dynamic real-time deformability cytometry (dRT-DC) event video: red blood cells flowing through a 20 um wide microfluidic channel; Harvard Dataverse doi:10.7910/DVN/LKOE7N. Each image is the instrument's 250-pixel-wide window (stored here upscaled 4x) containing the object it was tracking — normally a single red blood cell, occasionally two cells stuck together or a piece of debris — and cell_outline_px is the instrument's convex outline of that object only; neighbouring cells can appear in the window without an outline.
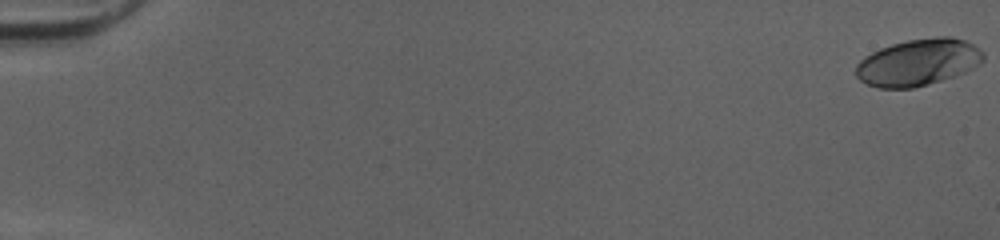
{"species": "human", "species_latin": "Homo sapiens", "temperature_condition": "cold", "stored_images_in_passage": 52, "camera_frame_rate_fps": 3000, "um_per_image_px": 0.085, "donor": {"sex": "female"}, "frame": {"image": 1, "passage_image": 1, "time_ms": 0.0, "image_size_px": [1000, 240], "cell_outline_px": [[984, 60], [980, 64], [956, 76], [928, 84], [912, 88], [880, 88], [868, 84], [860, 80], [856, 76], [856, 64], [864, 56], [880, 48], [892, 44], [908, 40], [936, 36], [948, 36], [964, 40], [972, 44], [984, 52]], "centroid_in_image_um": [78.05, 5.29], "position_along_channel_um": 7.0, "area_um2": 34.74}}
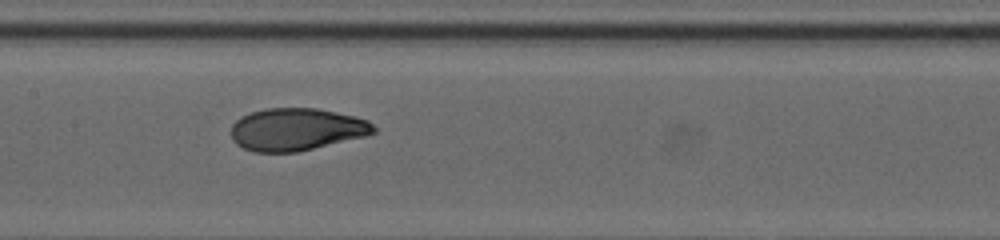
{"frame": {"image": 2, "passage_image": 28, "time_ms": 9.0, "image_size_px": [1000, 240], "cell_outline_px": [[376, 132], [364, 136], [296, 152], [252, 152], [236, 144], [232, 140], [232, 124], [240, 116], [252, 112], [268, 108], [316, 108], [356, 116], [368, 120], [376, 128]], "centroid_in_image_um": [25.19, 10.99], "position_along_channel_um": 182.2, "area_um2": 35.14}}
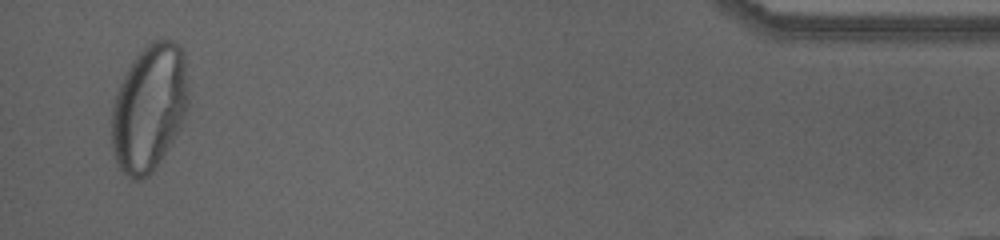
{"frame": {"image": 3, "passage_image": 51, "time_ms": 16.667, "image_size_px": [1000, 240], "cell_outline_px": [[188, 104], [184, 120], [180, 128], [160, 160], [152, 172], [144, 180], [136, 180], [128, 176], [120, 168], [116, 160], [112, 148], [112, 108], [120, 84], [132, 60], [148, 44], [156, 40], [172, 40], [184, 52], [188, 92]], "centroid_in_image_um": [12.69, 9.17], "position_along_channel_um": 422.5, "area_um2": 56.3}, "authors_computed_cell_mechanics": {"area_um2": 35.1713, "velocity_mm_per_s": 4.0458, "shape_relaxation_time_tau1_ms": 4.1471, "shape_relaxation_time_tau2_ms": 0.7336, "deformation_change_tau1": 0.1993, "deformation_change_tau2": 0.0473}}